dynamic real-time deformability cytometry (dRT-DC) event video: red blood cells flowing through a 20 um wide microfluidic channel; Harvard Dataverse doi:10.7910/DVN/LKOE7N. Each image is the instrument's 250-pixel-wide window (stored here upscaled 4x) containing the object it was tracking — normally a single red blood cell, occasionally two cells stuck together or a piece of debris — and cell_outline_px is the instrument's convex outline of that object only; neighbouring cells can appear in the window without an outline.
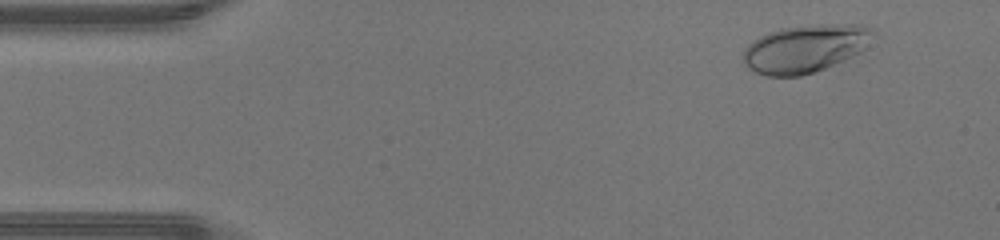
{"species": "human", "species_latin": "Homo sapiens", "temperature_condition": "warm", "stored_images_in_passage": 47, "camera_frame_rate_fps": 3000, "um_per_image_px": 0.085, "donor": {"sex": "male"}, "frame": {"image": 1, "passage_image": 4, "time_ms": 1.0, "image_size_px": [1000, 240], "cell_outline_px": [[872, 32], [864, 48], [860, 52], [844, 60], [816, 72], [800, 76], [768, 76], [756, 72], [748, 68], [744, 64], [740, 56], [744, 48], [752, 40], [768, 32], [780, 28], [820, 24], [860, 24], [872, 28]], "centroid_in_image_um": [68.36, 4.13], "position_along_channel_um": 16.6, "area_um2": 36.3}}
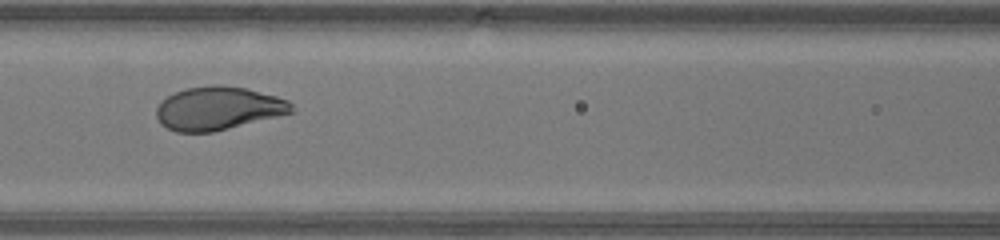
{"frame": {"image": 2, "passage_image": 20, "time_ms": 6.333, "image_size_px": [1000, 240], "cell_outline_px": [[296, 112], [212, 132], [176, 132], [160, 124], [156, 116], [156, 108], [160, 100], [176, 92], [188, 88], [216, 84], [244, 88], [276, 96], [288, 100], [296, 108]], "centroid_in_image_um": [18.55, 9.21], "position_along_channel_um": 148.0, "area_um2": 34.16}}
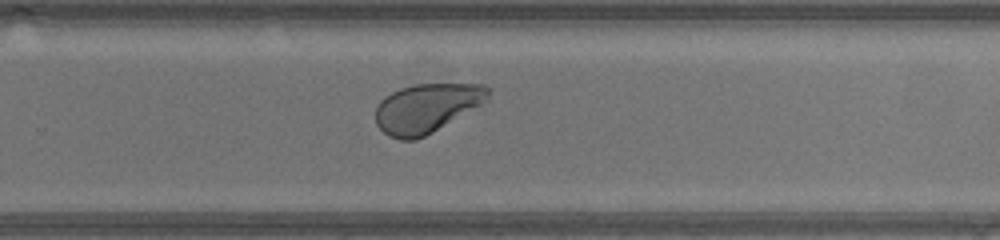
{"frame": {"image": 3, "passage_image": 30, "time_ms": 9.667, "image_size_px": [1000, 240], "cell_outline_px": [[492, 88], [488, 100], [432, 132], [416, 140], [400, 140], [388, 136], [376, 124], [376, 108], [380, 100], [384, 96], [400, 88], [416, 84], [484, 84]], "centroid_in_image_um": [36.26, 9.18], "position_along_channel_um": 293.5, "area_um2": 32.14}, "authors_computed_cell_mechanics": {"area_um2": 34.7378, "velocity_mm_per_s": 4.37, "shape_relaxation_time_tau1_ms": 2.4677, "shape_relaxation_time_tau2_ms": null, "deformation_change_tau1": 0.198, "deformation_change_tau2": null}}